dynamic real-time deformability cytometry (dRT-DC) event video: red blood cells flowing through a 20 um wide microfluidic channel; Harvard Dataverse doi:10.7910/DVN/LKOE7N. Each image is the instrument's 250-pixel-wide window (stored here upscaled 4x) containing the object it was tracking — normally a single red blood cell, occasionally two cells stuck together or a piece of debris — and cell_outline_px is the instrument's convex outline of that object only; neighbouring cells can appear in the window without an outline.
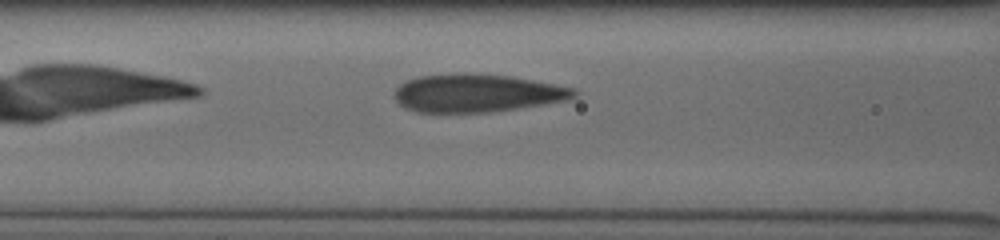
{"species": "human", "species_latin": "Homo sapiens", "temperature_condition": "cold", "stored_images_in_passage": 9, "camera_frame_rate_fps": 3000, "um_per_image_px": 0.085, "donor": {"sex": "male"}, "frame": {"image": 1, "passage_image": 7, "time_ms": 2.0, "image_size_px": [1000, 240], "cell_outline_px": [[580, 92], [576, 96], [564, 100], [488, 112], [416, 112], [404, 108], [396, 100], [396, 88], [400, 84], [416, 76], [456, 72], [476, 72], [512, 76], [576, 88]], "centroid_in_image_um": [40.51, 7.88], "position_along_channel_um": 126.1, "area_um2": 39.94}}